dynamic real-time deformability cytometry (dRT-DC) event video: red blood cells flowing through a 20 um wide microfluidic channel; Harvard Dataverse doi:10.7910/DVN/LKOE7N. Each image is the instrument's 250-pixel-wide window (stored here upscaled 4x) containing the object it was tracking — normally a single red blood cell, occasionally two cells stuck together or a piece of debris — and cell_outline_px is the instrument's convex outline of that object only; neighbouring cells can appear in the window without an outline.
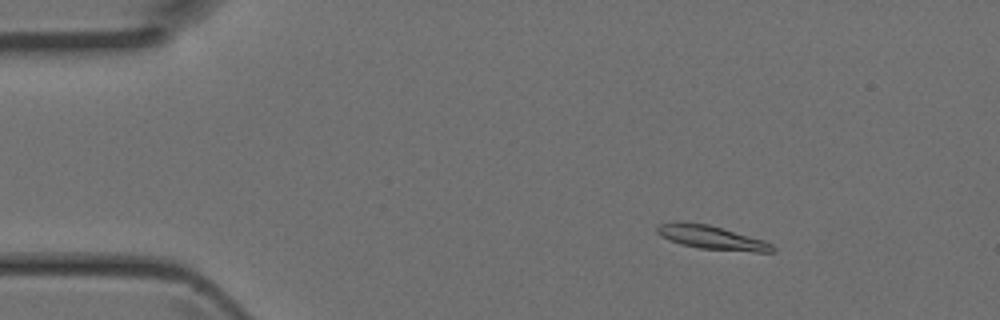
{"species": "Egyptian fruit bat (a non-hibernating species)", "species_latin": "Rousettus aegyptiacus", "temperature_condition": "room temperature", "stored_images_in_passage": 5, "camera_frame_rate_fps": 3000, "um_per_image_px": 0.085, "animal": {"sex": "female"}, "frame": {"image": 1, "passage_image": 2, "time_ms": 0.333, "image_size_px": [1000, 320], "cell_outline_px": [[776, 252], [756, 252], [700, 248], [680, 244], [668, 240], [660, 236], [656, 232], [656, 228], [660, 224], [676, 220], [680, 220], [708, 224], [764, 240], [772, 244], [776, 248]], "centroid_in_image_um": [60.45, 20.17], "position_along_channel_um": 24.5, "area_um2": 16.18}}
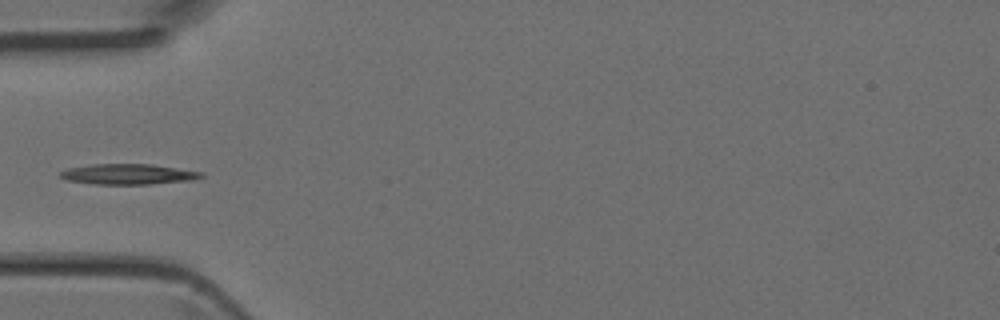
{"frame": {"image": 2, "passage_image": 4, "time_ms": 1.0, "image_size_px": [1000, 320], "cell_outline_px": [[204, 176], [192, 180], [148, 184], [96, 184], [68, 180], [60, 176], [60, 172], [68, 168], [92, 164], [152, 164], [204, 172]], "centroid_in_image_um": [10.93, 14.8], "position_along_channel_um": 74.1, "area_um2": 16.7}}
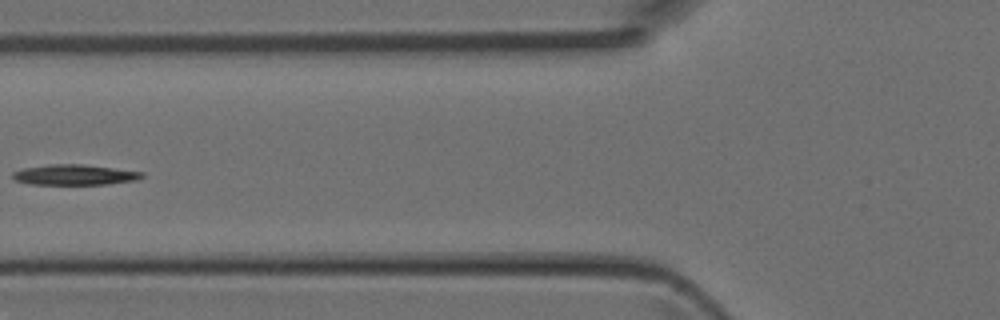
{"frame": {"image": 3, "passage_image": 5, "time_ms": 1.333, "image_size_px": [1000, 320], "cell_outline_px": [[144, 176], [140, 180], [108, 184], [28, 184], [16, 180], [12, 176], [12, 172], [24, 168], [52, 164], [84, 164], [144, 172]], "centroid_in_image_um": [6.39, 14.86], "position_along_channel_um": 119.4, "area_um2": 15.43}}